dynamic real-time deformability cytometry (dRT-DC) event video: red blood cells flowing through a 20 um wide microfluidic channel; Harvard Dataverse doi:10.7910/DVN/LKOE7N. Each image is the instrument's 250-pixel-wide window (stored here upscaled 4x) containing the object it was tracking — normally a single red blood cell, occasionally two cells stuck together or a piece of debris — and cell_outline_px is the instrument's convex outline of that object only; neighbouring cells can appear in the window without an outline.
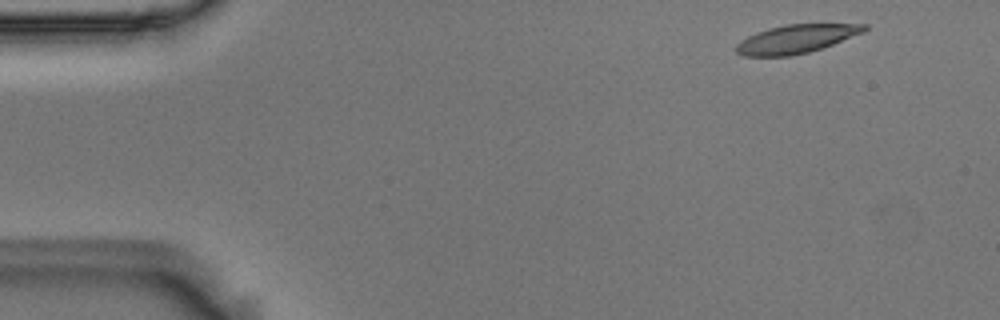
{"species": "Egyptian fruit bat (a non-hibernating species)", "species_latin": "Rousettus aegyptiacus", "temperature_condition": "room temperature", "stored_images_in_passage": 3, "camera_frame_rate_fps": 3000, "um_per_image_px": 0.085, "animal": {"sex": "male"}, "frame": {"image": 1, "passage_image": 1, "time_ms": 0.0, "image_size_px": [1000, 320], "cell_outline_px": [[868, 28], [864, 32], [832, 44], [808, 52], [792, 56], [744, 56], [736, 52], [736, 44], [740, 40], [756, 32], [768, 28], [784, 24], [868, 24]], "centroid_in_image_um": [67.65, 3.3], "position_along_channel_um": 17.4, "area_um2": 21.21}}